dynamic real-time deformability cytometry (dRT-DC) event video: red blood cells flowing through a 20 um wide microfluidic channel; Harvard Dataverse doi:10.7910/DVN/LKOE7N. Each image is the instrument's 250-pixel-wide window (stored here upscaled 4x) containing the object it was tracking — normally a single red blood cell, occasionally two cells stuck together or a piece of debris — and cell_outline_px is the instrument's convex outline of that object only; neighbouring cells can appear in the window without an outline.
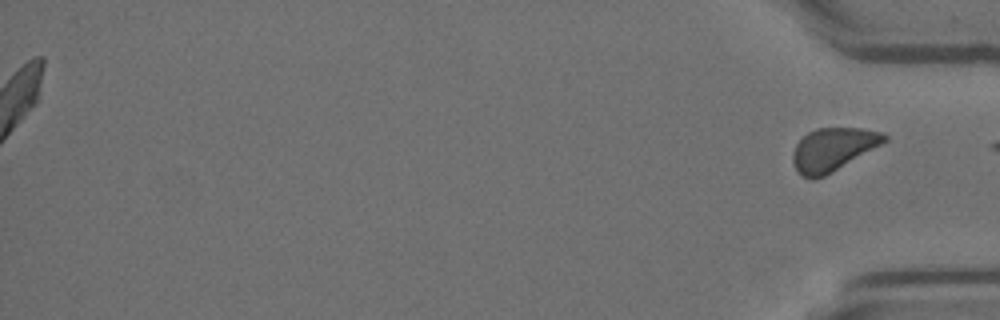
{"species": "Egyptian fruit bat (a non-hibernating species)", "species_latin": "Rousettus aegyptiacus", "temperature_condition": "room temperature", "stored_images_in_passage": 46, "segment_of_instrument_passage": [2, 2], "camera_frame_rate_fps": 3000, "um_per_image_px": 0.085, "animal": {"sex": "female"}, "frame": {"image": 1, "passage_image": 46, "time_ms": 15.0, "image_size_px": [1000, 320], "cell_outline_px": [[888, 140], [832, 172], [824, 176], [812, 180], [800, 176], [796, 172], [792, 160], [792, 152], [796, 144], [808, 132], [816, 128], [860, 128], [880, 132], [888, 136]], "centroid_in_image_um": [70.75, 12.71], "position_along_channel_um": 364.5, "area_um2": 22.89}}